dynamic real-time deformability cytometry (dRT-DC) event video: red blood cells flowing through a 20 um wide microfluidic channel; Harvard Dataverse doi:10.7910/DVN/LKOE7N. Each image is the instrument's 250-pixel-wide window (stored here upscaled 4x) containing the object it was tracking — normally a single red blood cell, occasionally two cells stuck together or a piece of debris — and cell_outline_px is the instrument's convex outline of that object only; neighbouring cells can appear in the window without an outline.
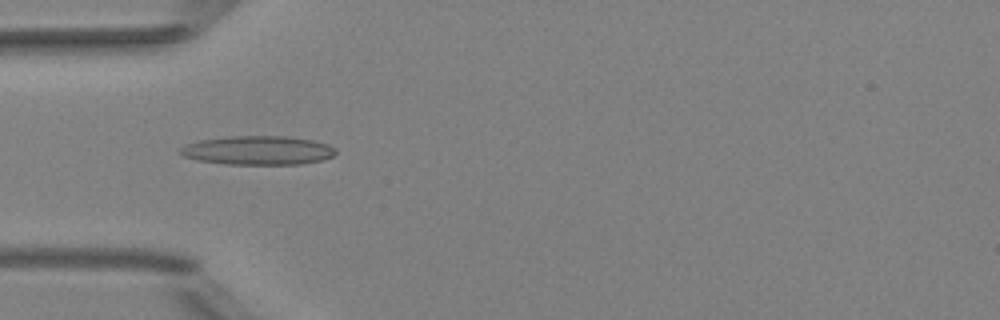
{"species": "Egyptian fruit bat (a non-hibernating species)", "species_latin": "Rousettus aegyptiacus", "temperature_condition": "room temperature", "stored_images_in_passage": 51, "camera_frame_rate_fps": 3000, "um_per_image_px": 0.085, "animal": {"sex": "female"}, "frame": {"image": 1, "passage_image": 16, "time_ms": 5.0, "image_size_px": [1000, 320], "cell_outline_px": [[336, 152], [332, 156], [320, 160], [300, 164], [224, 164], [200, 160], [184, 156], [176, 152], [180, 148], [188, 144], [200, 140], [228, 136], [288, 136], [312, 140], [328, 144], [336, 148]], "centroid_in_image_um": [21.92, 12.77], "position_along_channel_um": 63.1, "area_um2": 26.13}}
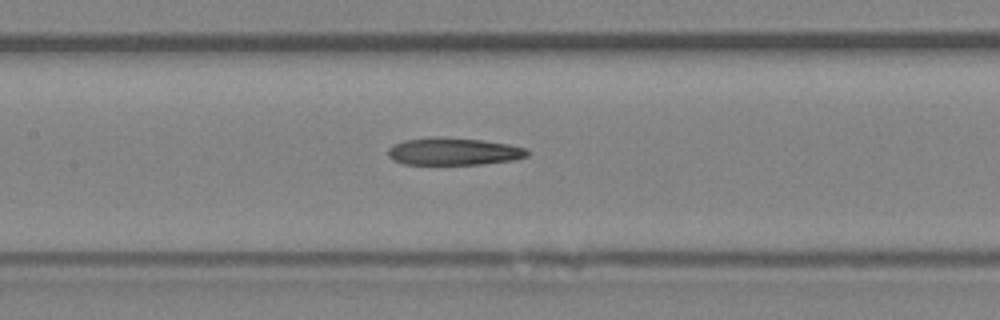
{"frame": {"image": 2, "passage_image": 24, "time_ms": 7.667, "image_size_px": [1000, 320], "cell_outline_px": [[528, 156], [512, 160], [484, 164], [404, 164], [392, 160], [388, 156], [388, 148], [392, 144], [404, 140], [480, 140], [508, 144], [528, 148]], "centroid_in_image_um": [38.59, 12.93], "position_along_channel_um": 168.8, "area_um2": 21.21}}
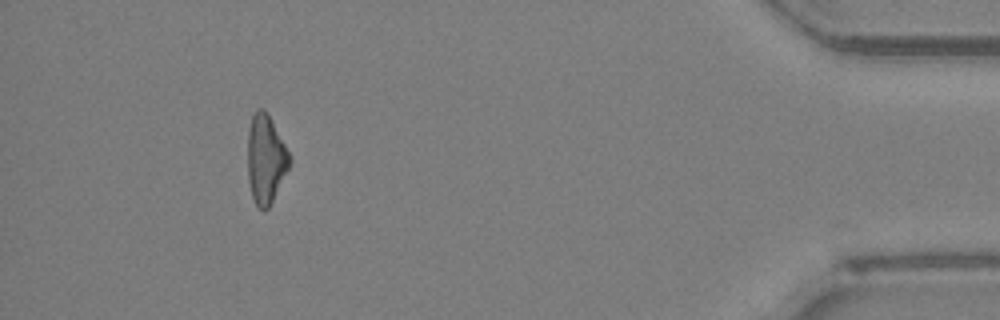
{"frame": {"image": 3, "passage_image": 47, "time_ms": 15.333, "image_size_px": [1000, 320], "cell_outline_px": [[292, 160], [268, 208], [264, 212], [256, 204], [252, 196], [248, 180], [248, 132], [252, 112], [256, 108], [264, 108], [268, 112], [292, 156]], "centroid_in_image_um": [22.59, 13.44], "position_along_channel_um": 412.6, "area_um2": 21.85}}